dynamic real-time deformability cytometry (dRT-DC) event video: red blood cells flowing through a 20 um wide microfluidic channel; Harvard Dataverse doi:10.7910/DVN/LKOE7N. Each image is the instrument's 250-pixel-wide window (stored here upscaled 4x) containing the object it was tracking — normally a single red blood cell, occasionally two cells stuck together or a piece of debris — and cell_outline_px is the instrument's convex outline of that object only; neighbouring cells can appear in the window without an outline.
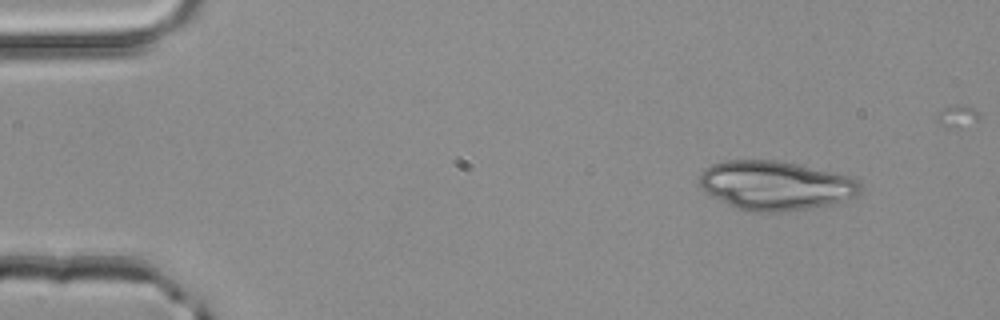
{"species": "common noctule bat (a hibernating species)", "species_latin": "Nyctalus noctula", "temperature_condition": "room temperature", "stored_images_in_passage": 3, "camera_frame_rate_fps": 3000, "um_per_image_px": 0.085, "animal": {"sex": "male", "body_mass_g": 20.4}, "frame": {"image": 1, "passage_image": 1, "time_ms": 0.0, "image_size_px": [1000, 320], "cell_outline_px": [[864, 188], [856, 196], [844, 200], [828, 204], [780, 212], [748, 212], [728, 204], [704, 192], [700, 188], [700, 172], [704, 168], [712, 164], [724, 160], [776, 160], [796, 164], [848, 176], [856, 180]], "centroid_in_image_um": [65.86, 15.76], "position_along_channel_um": 19.1, "area_um2": 45.78}}